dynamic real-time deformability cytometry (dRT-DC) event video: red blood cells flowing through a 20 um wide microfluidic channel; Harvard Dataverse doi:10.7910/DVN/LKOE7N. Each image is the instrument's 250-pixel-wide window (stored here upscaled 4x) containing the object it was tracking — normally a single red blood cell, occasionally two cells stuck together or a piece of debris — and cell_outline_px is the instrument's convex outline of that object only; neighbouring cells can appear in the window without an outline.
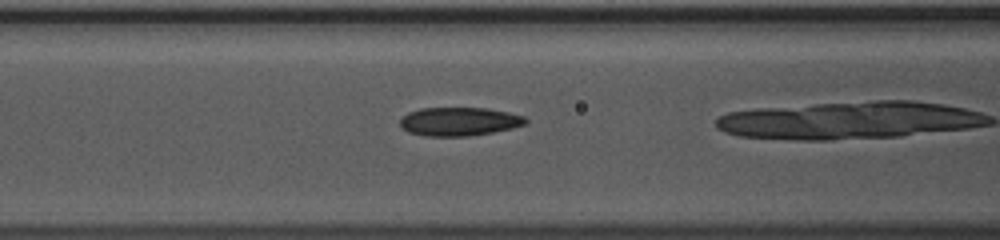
{"species": "common noctule bat (a hibernating species)", "species_latin": "Nyctalus noctula", "temperature_condition": "warm", "stored_images_in_passage": 37, "camera_frame_rate_fps": 3000, "um_per_image_px": 0.085, "animal": {"sex": "female", "body_mass_g": 10.0, "forearm_length_mm": 53.1}, "frame": {"image": 1, "passage_image": 18, "time_ms": 5.667, "image_size_px": [1000, 240], "cell_outline_px": [[528, 120], [524, 124], [512, 128], [492, 132], [468, 136], [424, 136], [408, 132], [400, 124], [400, 120], [408, 112], [420, 108], [488, 108], [508, 112], [524, 116]], "centroid_in_image_um": [39.02, 10.32], "position_along_channel_um": 127.6, "area_um2": 20.81}}
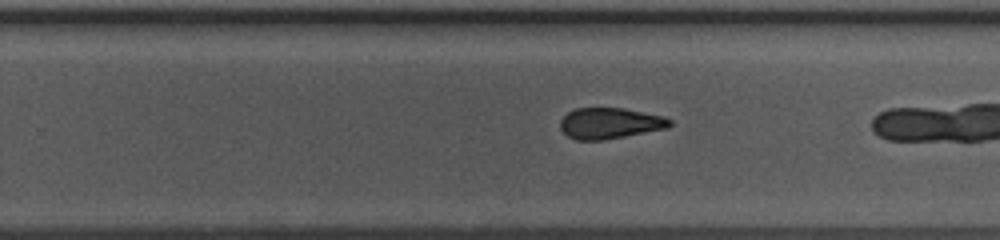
{"frame": {"image": 2, "passage_image": 29, "time_ms": 9.333, "image_size_px": [1000, 240], "cell_outline_px": [[672, 124], [668, 128], [604, 140], [576, 140], [568, 136], [560, 128], [560, 120], [568, 112], [576, 108], [624, 108], [664, 116], [672, 120]], "centroid_in_image_um": [51.85, 10.47], "position_along_channel_um": 277.9, "area_um2": 19.83}}
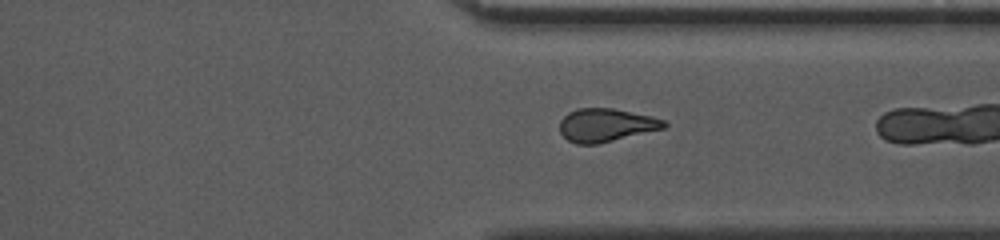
{"frame": {"image": 3, "passage_image": 35, "time_ms": 11.333, "image_size_px": [1000, 240], "cell_outline_px": [[668, 124], [664, 128], [596, 144], [576, 144], [568, 140], [560, 132], [560, 120], [568, 112], [576, 108], [612, 108], [652, 116], [664, 120]], "centroid_in_image_um": [51.49, 10.62], "position_along_channel_um": 359.9, "area_um2": 20.06}}